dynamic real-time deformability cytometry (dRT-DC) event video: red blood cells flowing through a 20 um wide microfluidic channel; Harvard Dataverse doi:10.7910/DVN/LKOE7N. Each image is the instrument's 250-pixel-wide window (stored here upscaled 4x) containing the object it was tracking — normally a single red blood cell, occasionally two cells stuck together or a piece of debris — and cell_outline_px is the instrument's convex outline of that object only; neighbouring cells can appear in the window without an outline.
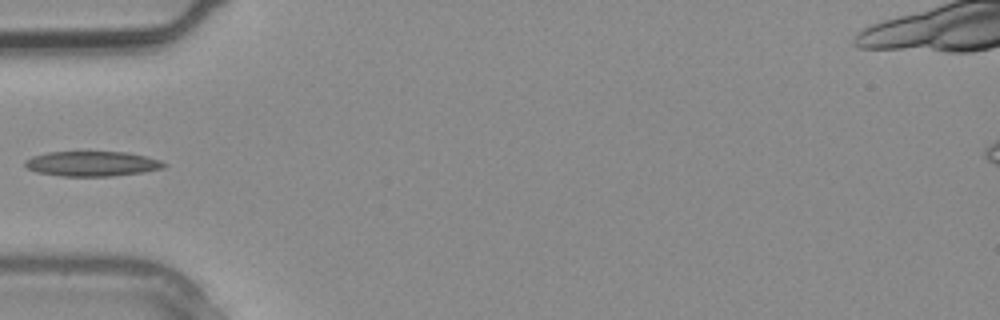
{"species": "common noctule bat (a hibernating species)", "species_latin": "Nyctalus noctula", "temperature_condition": "warm", "stored_images_in_passage": 2, "camera_frame_rate_fps": 3000, "um_per_image_px": 0.085, "animal": {"sex": "male", "body_mass_g": 20.4}, "frame": {"image": 1, "passage_image": 2, "time_ms": 0.333, "image_size_px": [1000, 320], "cell_outline_px": [[168, 164], [164, 168], [144, 172], [112, 176], [60, 176], [36, 172], [28, 168], [24, 164], [24, 160], [32, 156], [48, 152], [128, 152], [160, 160]], "centroid_in_image_um": [7.83, 13.92], "position_along_channel_um": 77.2, "area_um2": 20.29}}